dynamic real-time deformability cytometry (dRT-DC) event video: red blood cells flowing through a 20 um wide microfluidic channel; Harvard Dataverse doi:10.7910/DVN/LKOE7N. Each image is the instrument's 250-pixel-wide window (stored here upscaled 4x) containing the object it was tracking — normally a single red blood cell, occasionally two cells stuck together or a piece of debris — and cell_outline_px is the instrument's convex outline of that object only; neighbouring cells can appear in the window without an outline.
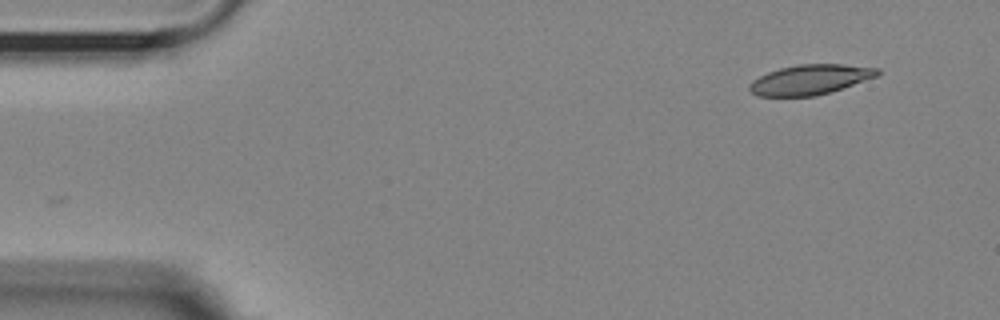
{"species": "Egyptian fruit bat (a non-hibernating species)", "species_latin": "Rousettus aegyptiacus", "temperature_condition": "room temperature", "stored_images_in_passage": 9, "camera_frame_rate_fps": 3000, "um_per_image_px": 0.085, "animal": {"sex": "female"}, "frame": {"image": 1, "passage_image": 1, "time_ms": 0.0, "image_size_px": [1000, 320], "cell_outline_px": [[880, 72], [876, 76], [816, 96], [756, 96], [748, 88], [748, 84], [752, 80], [768, 72], [780, 68], [796, 64], [844, 64], [880, 68]], "centroid_in_image_um": [68.81, 6.75], "position_along_channel_um": 16.2, "area_um2": 22.14}}